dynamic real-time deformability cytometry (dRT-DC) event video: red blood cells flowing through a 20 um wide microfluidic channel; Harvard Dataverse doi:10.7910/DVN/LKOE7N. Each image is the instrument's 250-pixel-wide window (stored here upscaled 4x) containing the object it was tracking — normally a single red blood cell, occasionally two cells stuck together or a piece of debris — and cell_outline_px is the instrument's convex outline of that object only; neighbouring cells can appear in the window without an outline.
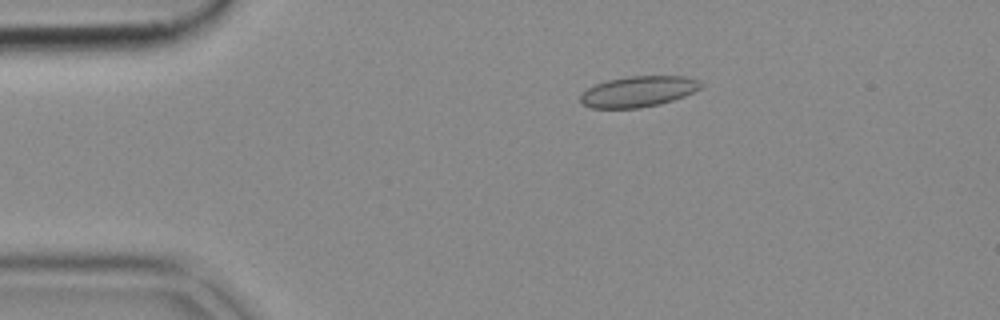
{"species": "common noctule bat (a hibernating species)", "species_latin": "Nyctalus noctula", "temperature_condition": "cold", "stored_images_in_passage": 52, "camera_frame_rate_fps": 3000, "um_per_image_px": 0.085, "animal": {"sex": "female", "body_mass_g": 18.4}, "frame": {"image": 1, "passage_image": 10, "time_ms": 3.0, "image_size_px": [1000, 320], "cell_outline_px": [[704, 84], [700, 88], [684, 96], [660, 104], [640, 108], [592, 108], [580, 104], [580, 92], [596, 84], [608, 80], [628, 76], [684, 76], [700, 80]], "centroid_in_image_um": [54.23, 7.78], "position_along_channel_um": 30.8, "area_um2": 21.73}}
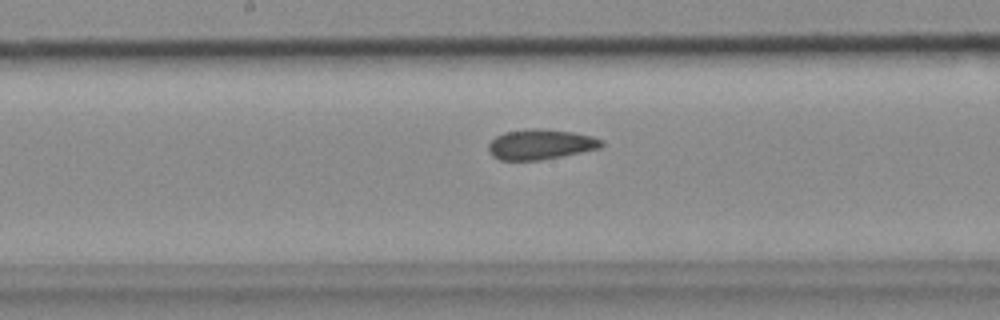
{"frame": {"image": 2, "passage_image": 27, "time_ms": 8.667, "image_size_px": [1000, 320], "cell_outline_px": [[604, 144], [600, 148], [540, 160], [500, 160], [492, 156], [488, 152], [488, 144], [496, 136], [504, 132], [532, 128], [544, 128], [572, 132], [592, 136], [604, 140]], "centroid_in_image_um": [45.93, 12.26], "position_along_channel_um": 202.3, "area_um2": 19.94}}
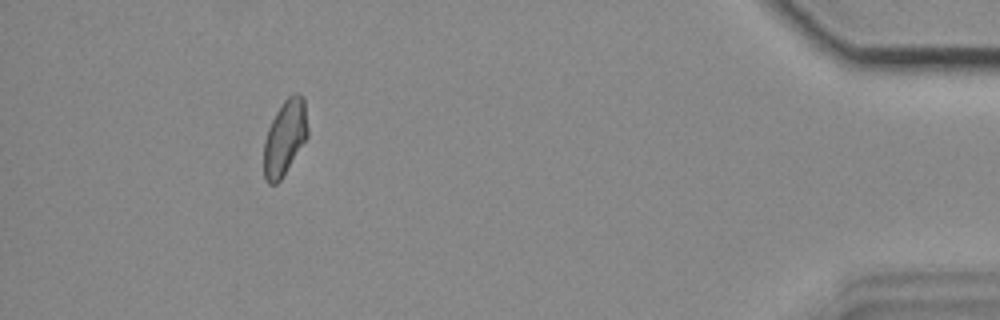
{"frame": {"image": 3, "passage_image": 48, "time_ms": 15.667, "image_size_px": [1000, 320], "cell_outline_px": [[308, 136], [280, 180], [276, 184], [268, 184], [264, 180], [264, 140], [268, 128], [276, 112], [284, 100], [292, 92], [296, 92], [304, 96], [308, 128]], "centroid_in_image_um": [24.21, 11.66], "position_along_channel_um": 411.0, "area_um2": 19.31}}